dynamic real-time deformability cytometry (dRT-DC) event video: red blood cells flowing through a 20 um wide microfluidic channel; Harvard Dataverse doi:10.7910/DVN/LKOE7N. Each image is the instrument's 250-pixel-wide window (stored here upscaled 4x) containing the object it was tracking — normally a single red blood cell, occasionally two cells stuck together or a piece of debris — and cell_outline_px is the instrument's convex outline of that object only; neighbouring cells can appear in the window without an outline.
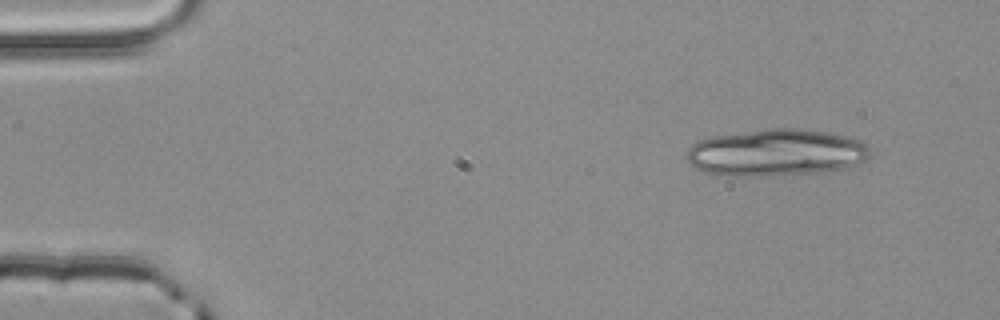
{"species": "common noctule bat (a hibernating species)", "species_latin": "Nyctalus noctula", "temperature_condition": "room temperature", "stored_images_in_passage": 3, "camera_frame_rate_fps": 3000, "um_per_image_px": 0.085, "animal": {"sex": "male", "body_mass_g": 20.4}, "frame": {"image": 1, "passage_image": 1, "time_ms": 0.0, "image_size_px": [1000, 320], "cell_outline_px": [[872, 156], [868, 160], [856, 164], [824, 172], [768, 176], [720, 176], [704, 172], [696, 168], [684, 156], [688, 148], [692, 144], [708, 136], [768, 128], [800, 128], [824, 132], [844, 136], [860, 140], [868, 144]], "centroid_in_image_um": [65.94, 12.97], "position_along_channel_um": 19.1, "area_um2": 50.86}}